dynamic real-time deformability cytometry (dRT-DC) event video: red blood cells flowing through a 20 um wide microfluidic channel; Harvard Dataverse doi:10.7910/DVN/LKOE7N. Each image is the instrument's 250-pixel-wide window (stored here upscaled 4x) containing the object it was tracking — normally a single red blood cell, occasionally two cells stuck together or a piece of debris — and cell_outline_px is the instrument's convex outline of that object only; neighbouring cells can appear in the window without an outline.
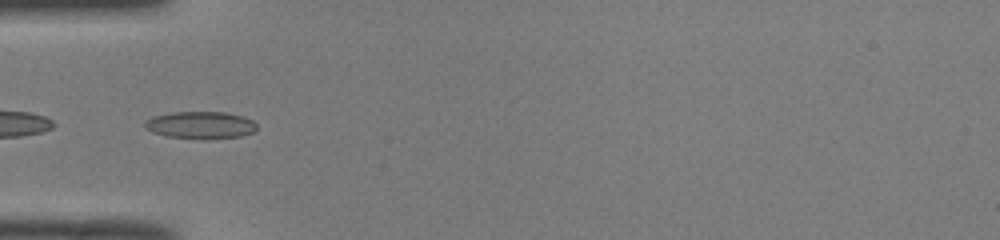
{"species": "common noctule bat (a hibernating species)", "species_latin": "Nyctalus noctula", "temperature_condition": "room temperature", "stored_images_in_passage": 37, "camera_frame_rate_fps": 3000, "um_per_image_px": 0.085, "animal": {"sex": "male", "body_mass_g": 19.0, "forearm_length_mm": 50.8}, "frame": {"image": 1, "passage_image": 3, "time_ms": 0.667, "image_size_px": [1000, 240], "cell_outline_px": [[256, 128], [252, 132], [240, 136], [168, 136], [152, 132], [144, 124], [144, 120], [152, 116], [172, 112], [224, 112], [240, 116], [252, 120], [256, 124]], "centroid_in_image_um": [16.99, 10.57], "position_along_channel_um": 68.0, "area_um2": 16.7}}
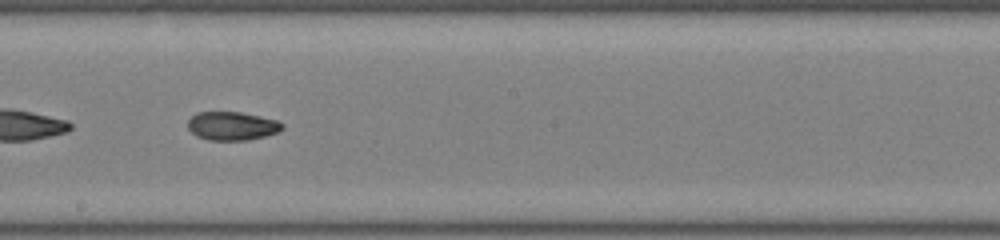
{"frame": {"image": 2, "passage_image": 15, "time_ms": 4.667, "image_size_px": [1000, 240], "cell_outline_px": [[284, 128], [280, 132], [248, 140], [208, 140], [196, 136], [188, 128], [188, 120], [196, 112], [240, 112], [260, 116], [276, 120], [284, 124]], "centroid_in_image_um": [19.74, 10.71], "position_along_channel_um": 228.5, "area_um2": 15.78}}
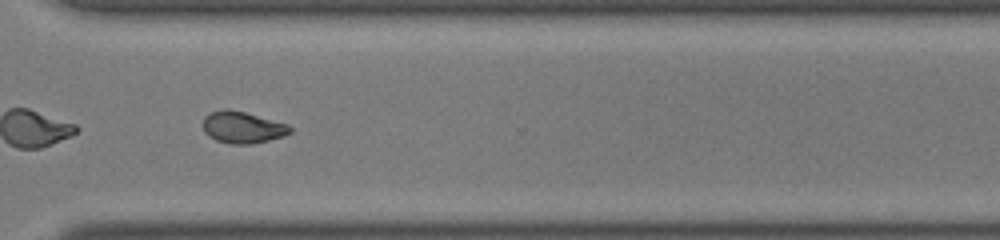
{"frame": {"image": 3, "passage_image": 24, "time_ms": 7.667, "image_size_px": [1000, 240], "cell_outline_px": [[292, 132], [284, 136], [252, 144], [232, 144], [216, 140], [208, 136], [204, 132], [204, 116], [208, 112], [224, 108], [228, 108], [244, 112], [288, 124], [292, 128]], "centroid_in_image_um": [20.6, 10.81], "position_along_channel_um": 350.0, "area_um2": 16.18}, "authors_computed_cell_mechanics": {"area_um2": 16.0106, "velocity_mm_per_s": 4.0261, "shape_relaxation_time_tau1_ms": null, "shape_relaxation_time_tau2_ms": 2.1779, "deformation_change_tau1": null, "deformation_change_tau2": 0.069}}